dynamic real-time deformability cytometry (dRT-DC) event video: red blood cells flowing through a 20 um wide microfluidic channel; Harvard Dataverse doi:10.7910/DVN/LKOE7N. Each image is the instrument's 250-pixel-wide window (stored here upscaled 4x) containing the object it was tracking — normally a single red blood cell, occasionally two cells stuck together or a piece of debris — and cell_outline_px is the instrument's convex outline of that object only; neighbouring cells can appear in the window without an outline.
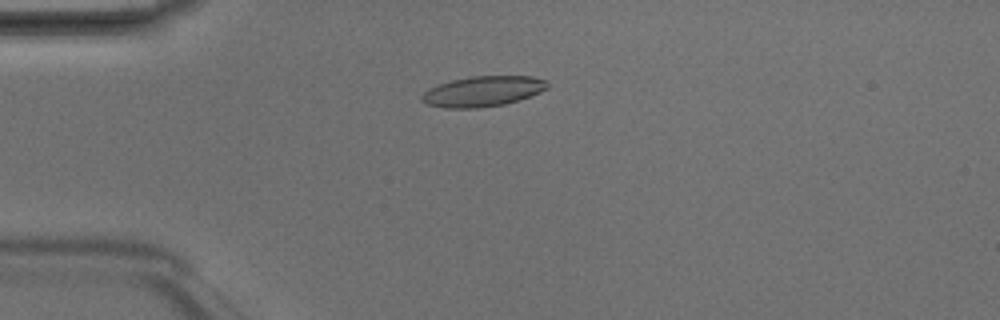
{"species": "Egyptian fruit bat (a non-hibernating species)", "species_latin": "Rousettus aegyptiacus", "temperature_condition": "room temperature", "stored_images_in_passage": 4, "camera_frame_rate_fps": 3000, "um_per_image_px": 0.085, "animal": {"sex": "male"}, "frame": {"image": 1, "passage_image": 3, "time_ms": 0.667, "image_size_px": [1000, 320], "cell_outline_px": [[548, 88], [540, 92], [520, 100], [504, 104], [480, 108], [444, 108], [428, 104], [420, 100], [420, 96], [428, 88], [452, 80], [472, 76], [532, 76], [548, 80]], "centroid_in_image_um": [41.05, 7.76], "position_along_channel_um": 43.9, "area_um2": 22.37}}